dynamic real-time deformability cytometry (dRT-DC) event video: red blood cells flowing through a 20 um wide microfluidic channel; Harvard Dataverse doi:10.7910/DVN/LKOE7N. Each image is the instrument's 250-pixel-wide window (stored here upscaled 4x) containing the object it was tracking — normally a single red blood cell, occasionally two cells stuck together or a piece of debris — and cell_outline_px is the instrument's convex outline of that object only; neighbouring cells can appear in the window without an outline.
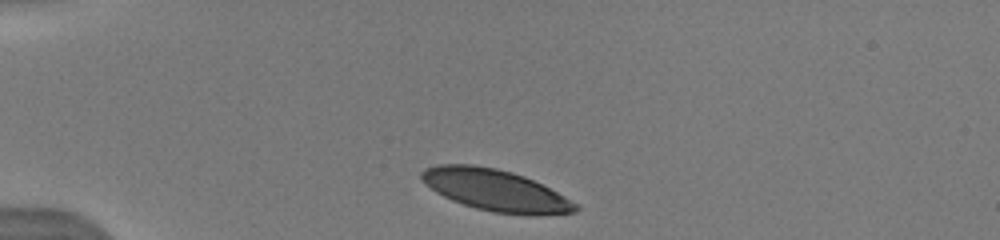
{"species": "human", "species_latin": "Homo sapiens", "temperature_condition": "warm", "stored_images_in_passage": 3, "camera_frame_rate_fps": 3000, "um_per_image_px": 0.085, "donor": {"sex": "male"}, "frame": {"image": 1, "passage_image": 1, "time_ms": 0.0, "image_size_px": [1000, 240], "cell_outline_px": [[580, 208], [576, 212], [536, 216], [492, 212], [476, 208], [452, 200], [436, 192], [420, 176], [420, 172], [424, 168], [436, 164], [472, 164], [496, 168], [512, 172], [524, 176], [564, 196], [576, 204]], "centroid_in_image_um": [42.12, 16.17], "position_along_channel_um": 42.9, "area_um2": 36.99}}